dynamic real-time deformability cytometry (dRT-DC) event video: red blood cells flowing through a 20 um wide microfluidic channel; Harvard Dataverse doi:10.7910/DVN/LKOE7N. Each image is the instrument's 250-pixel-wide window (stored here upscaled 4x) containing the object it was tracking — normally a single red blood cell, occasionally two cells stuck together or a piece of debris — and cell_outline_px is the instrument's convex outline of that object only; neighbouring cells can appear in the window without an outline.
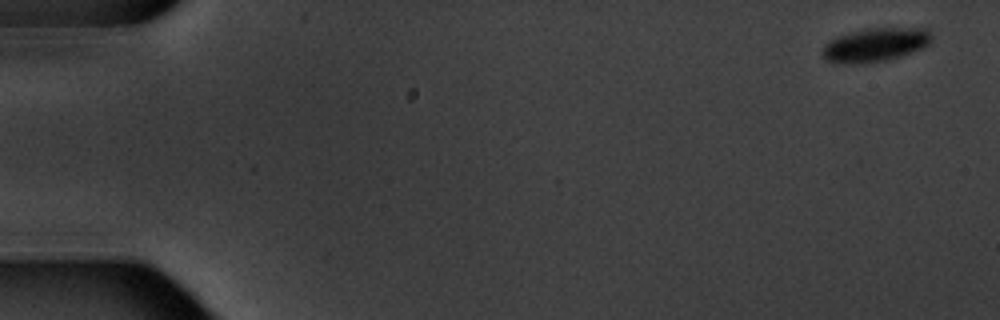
{"species": "common noctule bat (a hibernating species)", "species_latin": "Nyctalus noctula", "temperature_condition": "warm", "stored_images_in_passage": 6, "camera_frame_rate_fps": 3000, "um_per_image_px": 0.085, "animal": {"sex": "male", "body_mass_g": 20.1, "forearm_length_mm": 53.5}, "frame": {"image": 1, "passage_image": 1, "time_ms": 0.0, "image_size_px": [1000, 320], "cell_outline_px": [[932, 36], [928, 44], [920, 48], [900, 56], [884, 60], [856, 64], [832, 64], [824, 56], [824, 44], [840, 36], [852, 32], [872, 28], [924, 28]], "centroid_in_image_um": [74.37, 3.82], "position_along_channel_um": 10.6, "area_um2": 20.87}}
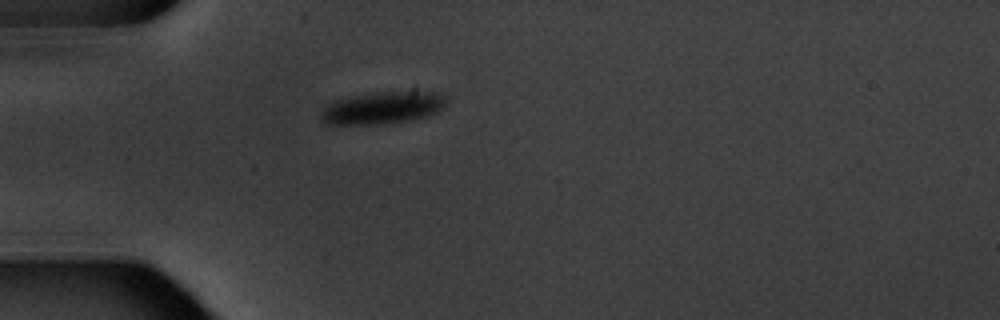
{"frame": {"image": 2, "passage_image": 5, "time_ms": 5.0, "image_size_px": [1000, 320], "cell_outline_px": [[444, 104], [436, 112], [424, 116], [404, 120], [376, 124], [328, 124], [324, 120], [324, 108], [336, 100], [376, 92], [440, 92], [444, 96]], "centroid_in_image_um": [32.54, 9.15], "position_along_channel_um": 52.5, "area_um2": 22.37}}